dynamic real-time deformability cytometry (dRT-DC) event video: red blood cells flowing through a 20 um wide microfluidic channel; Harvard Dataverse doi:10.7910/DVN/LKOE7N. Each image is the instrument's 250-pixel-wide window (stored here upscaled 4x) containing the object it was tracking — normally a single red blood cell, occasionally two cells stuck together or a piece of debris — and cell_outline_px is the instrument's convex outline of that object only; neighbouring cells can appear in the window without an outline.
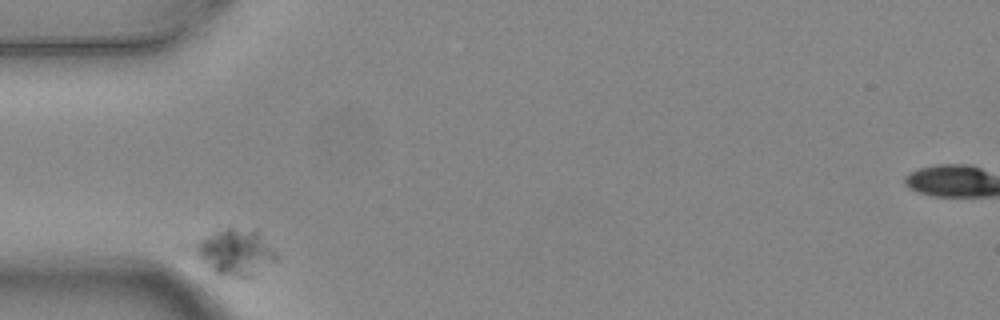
{"species": "common noctule bat (a hibernating species)", "species_latin": "Nyctalus noctula", "temperature_condition": "warm", "stored_images_in_passage": 3, "camera_frame_rate_fps": 3000, "um_per_image_px": 0.085, "animal": {"sex": "female", "body_mass_g": 24.6, "forearm_length_mm": 56.2}, "frame": {"image": 1, "passage_image": 1, "time_ms": 0.0, "image_size_px": [1000, 320], "cell_outline_px": [[280, 260], [252, 280], [240, 280], [220, 276], [184, 248], [180, 244], [228, 228], [256, 228], [280, 256]], "centroid_in_image_um": [19.94, 21.49], "position_along_channel_um": 65.1, "area_um2": 24.39}}
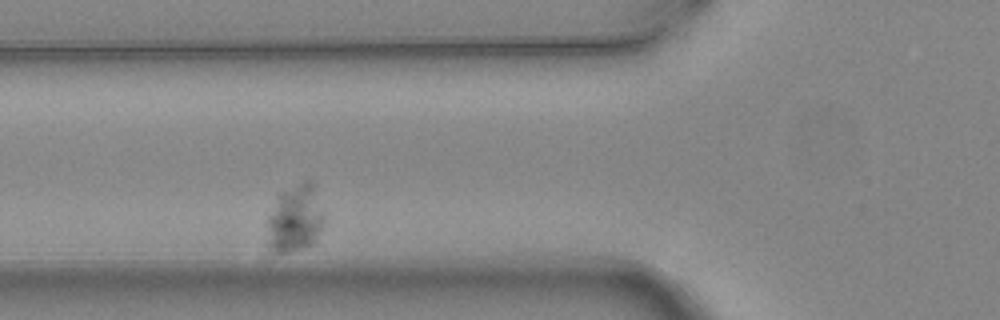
{"frame": {"image": 2, "passage_image": 2, "time_ms": 0.333, "image_size_px": [1000, 320], "cell_outline_px": [[324, 224], [312, 244], [304, 248], [288, 252], [272, 252], [268, 244], [268, 216], [276, 192], [304, 180], [312, 180], [316, 184], [324, 212]], "centroid_in_image_um": [25.09, 18.49], "position_along_channel_um": 100.7, "area_um2": 23.18}}
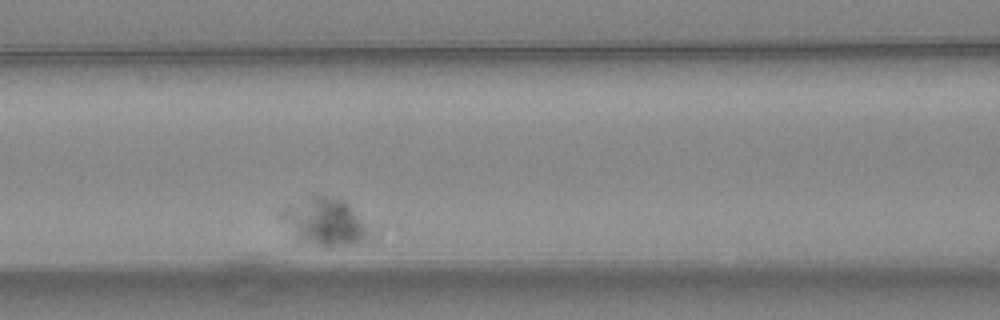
{"frame": {"image": 3, "passage_image": 3, "time_ms": 0.667, "image_size_px": [1000, 320], "cell_outline_px": [[368, 236], [364, 240], [332, 248], [320, 248], [300, 240], [280, 216], [280, 212], [284, 208], [312, 196], [328, 196], [344, 200], [348, 204], [368, 228]], "centroid_in_image_um": [27.6, 18.88], "position_along_channel_um": 139.0, "area_um2": 23.47}}